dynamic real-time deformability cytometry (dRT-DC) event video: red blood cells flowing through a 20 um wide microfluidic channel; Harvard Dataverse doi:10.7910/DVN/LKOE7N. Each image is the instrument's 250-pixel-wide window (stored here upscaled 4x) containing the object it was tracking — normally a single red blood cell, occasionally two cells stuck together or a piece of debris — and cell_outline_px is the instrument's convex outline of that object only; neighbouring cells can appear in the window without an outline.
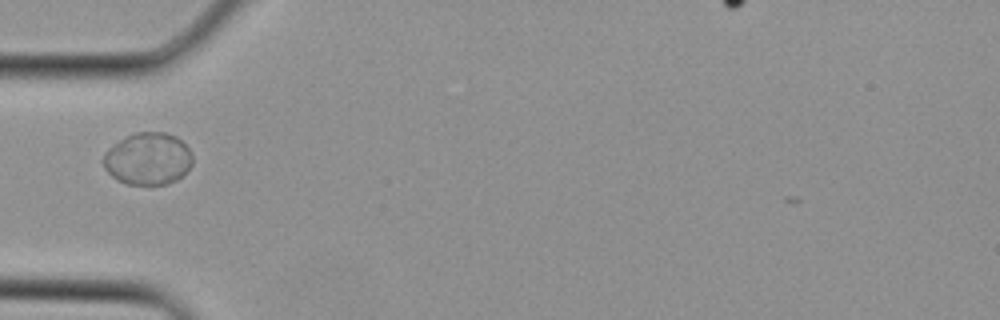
{"species": "Egyptian fruit bat (a non-hibernating species)", "species_latin": "Rousettus aegyptiacus", "temperature_condition": "cold", "stored_images_in_passage": 1, "camera_frame_rate_fps": 3000, "um_per_image_px": 0.085, "animal": {"sex": "female"}, "frame": {"image": 1, "passage_image": 1, "time_ms": 0.0, "image_size_px": [1000, 320], "cell_outline_px": [[192, 164], [176, 180], [168, 184], [128, 184], [116, 180], [104, 168], [100, 160], [104, 152], [108, 148], [120, 140], [136, 132], [164, 132], [176, 136], [192, 152]], "centroid_in_image_um": [12.53, 13.49], "position_along_channel_um": 72.5, "area_um2": 27.17}}